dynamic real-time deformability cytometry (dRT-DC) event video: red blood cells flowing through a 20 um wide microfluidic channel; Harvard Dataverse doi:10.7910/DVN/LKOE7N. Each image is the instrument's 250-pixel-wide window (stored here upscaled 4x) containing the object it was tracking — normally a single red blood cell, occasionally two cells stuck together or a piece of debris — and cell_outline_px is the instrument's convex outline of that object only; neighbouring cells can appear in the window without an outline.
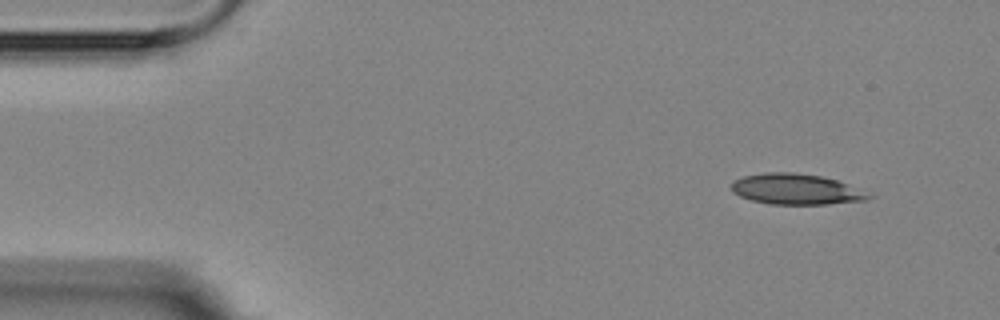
{"species": "Egyptian fruit bat (a non-hibernating species)", "species_latin": "Rousettus aegyptiacus", "temperature_condition": "room temperature", "stored_images_in_passage": 3, "camera_frame_rate_fps": 3000, "um_per_image_px": 0.085, "animal": {"sex": "female"}, "frame": {"image": 1, "passage_image": 1, "time_ms": 0.0, "image_size_px": [1000, 320], "cell_outline_px": [[876, 196], [864, 200], [828, 204], [772, 204], [752, 200], [740, 196], [732, 192], [732, 180], [744, 176], [764, 172], [792, 172], [820, 176], [836, 180], [848, 184]], "centroid_in_image_um": [67.66, 16.08], "position_along_channel_um": 17.3, "area_um2": 24.45}}
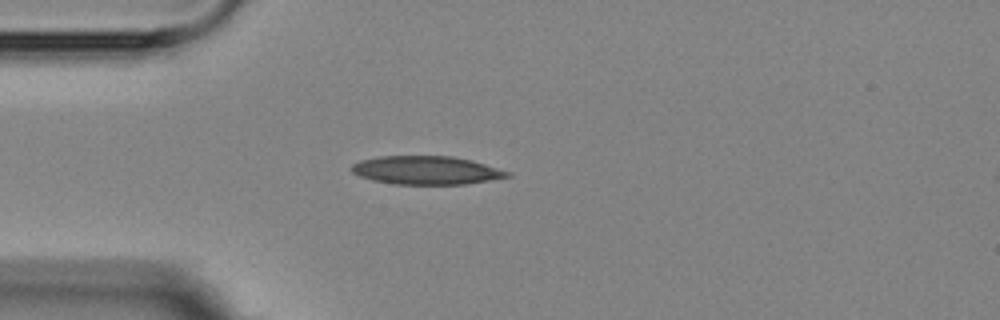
{"frame": {"image": 2, "passage_image": 3, "time_ms": 3.0, "image_size_px": [1000, 320], "cell_outline_px": [[512, 176], [464, 184], [392, 184], [372, 180], [360, 176], [352, 172], [352, 164], [360, 160], [380, 156], [452, 156], [472, 160], [512, 172]], "centroid_in_image_um": [36.25, 14.47], "position_along_channel_um": 48.8, "area_um2": 25.78}}